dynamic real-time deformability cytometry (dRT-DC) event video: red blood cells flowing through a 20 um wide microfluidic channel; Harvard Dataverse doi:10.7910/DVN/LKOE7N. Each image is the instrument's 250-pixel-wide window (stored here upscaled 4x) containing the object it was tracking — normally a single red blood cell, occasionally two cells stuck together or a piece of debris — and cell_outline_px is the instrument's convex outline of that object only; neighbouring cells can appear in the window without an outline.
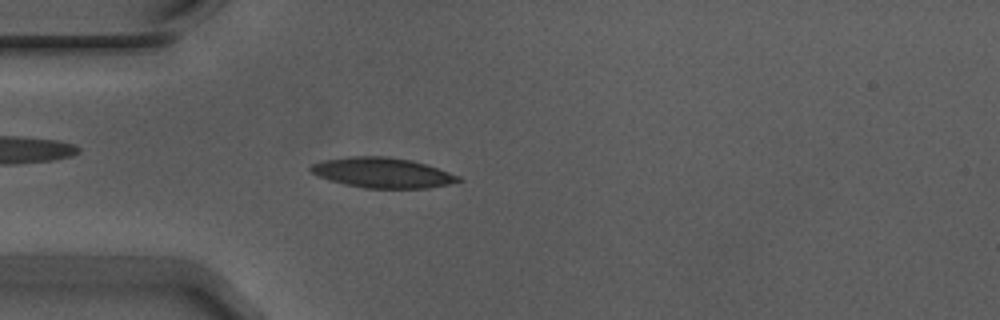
{"species": "Egyptian fruit bat (a non-hibernating species)", "species_latin": "Rousettus aegyptiacus", "temperature_condition": "warm", "stored_images_in_passage": 55, "camera_frame_rate_fps": 3000, "um_per_image_px": 0.085, "animal": {"sex": "male"}, "frame": {"image": 1, "passage_image": 15, "time_ms": 4.667, "image_size_px": [1000, 320], "cell_outline_px": [[464, 180], [448, 184], [428, 188], [364, 188], [344, 184], [328, 180], [312, 172], [308, 168], [312, 164], [324, 160], [348, 156], [388, 156], [412, 160], [460, 176]], "centroid_in_image_um": [32.5, 14.68], "position_along_channel_um": 52.5, "area_um2": 25.89}}
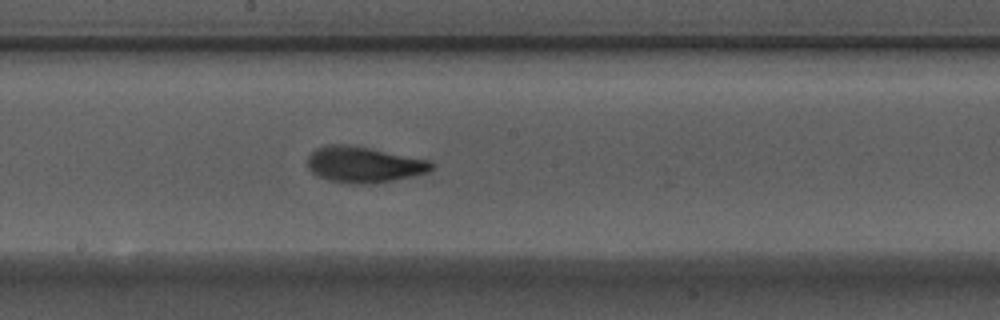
{"frame": {"image": 2, "passage_image": 29, "time_ms": 9.333, "image_size_px": [1000, 320], "cell_outline_px": [[436, 164], [428, 172], [412, 176], [372, 184], [348, 184], [328, 180], [316, 176], [308, 168], [308, 156], [316, 148], [324, 144], [344, 144], [368, 148], [432, 160]], "centroid_in_image_um": [30.92, 13.99], "position_along_channel_um": 217.3, "area_um2": 26.18}}
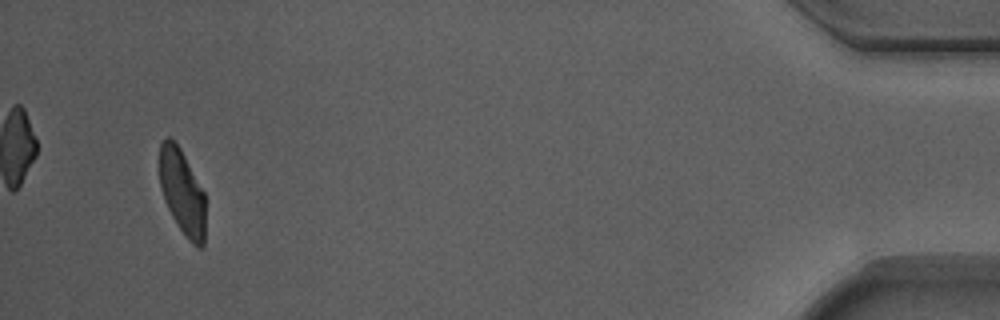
{"frame": {"image": 3, "passage_image": 52, "time_ms": 17.0, "image_size_px": [1000, 320], "cell_outline_px": [[204, 244], [200, 248], [196, 248], [188, 240], [172, 216], [164, 200], [160, 188], [160, 144], [168, 136], [180, 148], [204, 192]], "centroid_in_image_um": [15.48, 16.35], "position_along_channel_um": 419.7, "area_um2": 22.48}, "authors_computed_cell_mechanics": {"area_um2": 24.7384, "velocity_mm_per_s": 3.7068, "shape_relaxation_time_tau1_ms": 3.1936, "shape_relaxation_time_tau2_ms": 1.513, "deformation_change_tau1": 0.159, "deformation_change_tau2": 0.0857}}